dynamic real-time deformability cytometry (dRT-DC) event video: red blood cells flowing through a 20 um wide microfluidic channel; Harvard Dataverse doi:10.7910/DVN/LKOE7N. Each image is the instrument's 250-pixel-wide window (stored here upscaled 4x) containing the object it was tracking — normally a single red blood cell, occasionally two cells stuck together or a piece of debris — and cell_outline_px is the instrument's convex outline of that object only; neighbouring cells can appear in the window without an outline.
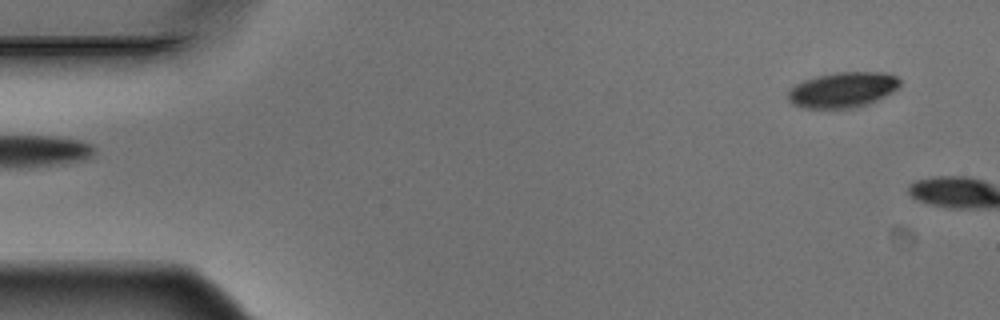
{"species": "Egyptian fruit bat (a non-hibernating species)", "species_latin": "Rousettus aegyptiacus", "temperature_condition": "warm", "stored_images_in_passage": 4, "segment_of_instrument_passage": [2, 2], "camera_frame_rate_fps": 3000, "um_per_image_px": 0.085, "animal": {"sex": "male"}, "frame": {"image": 1, "passage_image": 4, "time_ms": 1.0, "image_size_px": [1000, 320], "cell_outline_px": [[900, 88], [868, 104], [852, 108], [804, 108], [792, 104], [788, 100], [788, 92], [796, 84], [804, 80], [816, 76], [836, 72], [888, 72], [896, 76], [900, 80]], "centroid_in_image_um": [71.65, 7.63], "position_along_channel_um": 13.3, "area_um2": 23.18}}